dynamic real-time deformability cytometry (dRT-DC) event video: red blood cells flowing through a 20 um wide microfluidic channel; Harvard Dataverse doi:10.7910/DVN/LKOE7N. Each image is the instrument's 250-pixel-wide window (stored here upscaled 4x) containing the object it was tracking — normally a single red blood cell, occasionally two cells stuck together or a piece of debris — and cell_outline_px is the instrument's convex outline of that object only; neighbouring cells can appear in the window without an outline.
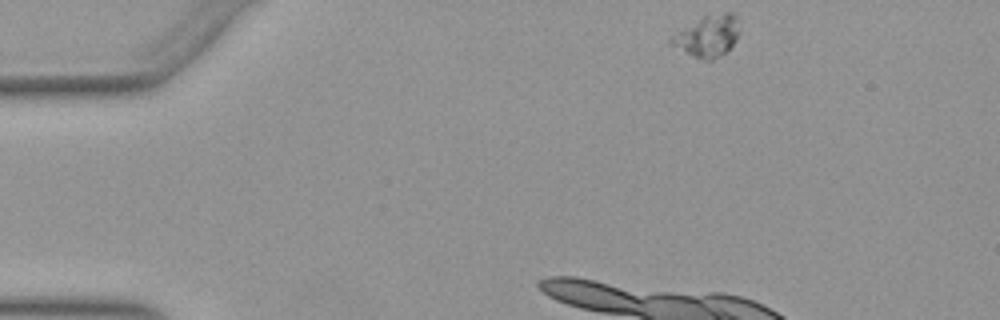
{"species": "Egyptian fruit bat (a non-hibernating species)", "species_latin": "Rousettus aegyptiacus", "temperature_condition": "warm", "stored_images_in_passage": 7, "camera_frame_rate_fps": 3000, "um_per_image_px": 0.085, "animal": {"sex": "female"}, "frame": {"image": 1, "passage_image": 1, "time_ms": 0.0, "image_size_px": [1000, 320], "cell_outline_px": [[740, 32], [736, 40], [720, 56], [712, 60], [704, 60], [692, 56], [668, 44], [668, 40], [672, 36], [684, 28], [704, 16], [724, 12], [732, 12], [736, 16], [740, 28]], "centroid_in_image_um": [60.16, 3.07], "position_along_channel_um": 24.8, "area_um2": 16.3}}